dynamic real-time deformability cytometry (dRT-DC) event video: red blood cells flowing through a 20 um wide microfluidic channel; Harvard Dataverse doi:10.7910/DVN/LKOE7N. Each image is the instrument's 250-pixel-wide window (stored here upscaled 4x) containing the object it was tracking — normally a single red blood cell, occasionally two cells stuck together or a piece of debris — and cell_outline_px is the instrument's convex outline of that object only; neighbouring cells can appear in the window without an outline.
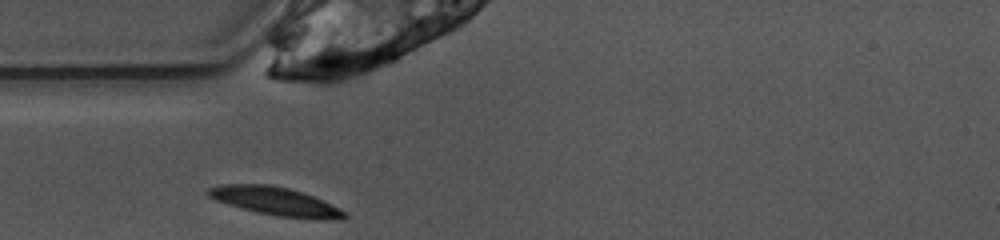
{"species": "common noctule bat (a hibernating species)", "species_latin": "Nyctalus noctula", "temperature_condition": "warm", "stored_images_in_passage": 25, "camera_frame_rate_fps": 3000, "um_per_image_px": 0.085, "animal": {"sex": "female", "body_mass_g": 10.0, "forearm_length_mm": 53.1}, "frame": {"image": 1, "passage_image": 1, "time_ms": 0.0, "image_size_px": [1000, 240], "cell_outline_px": [[348, 216], [340, 220], [324, 220], [276, 216], [256, 212], [228, 204], [216, 200], [208, 196], [204, 192], [208, 188], [224, 184], [268, 184], [288, 188], [312, 196], [348, 212]], "centroid_in_image_um": [23.43, 17.12], "position_along_channel_um": 61.6, "area_um2": 22.48}}
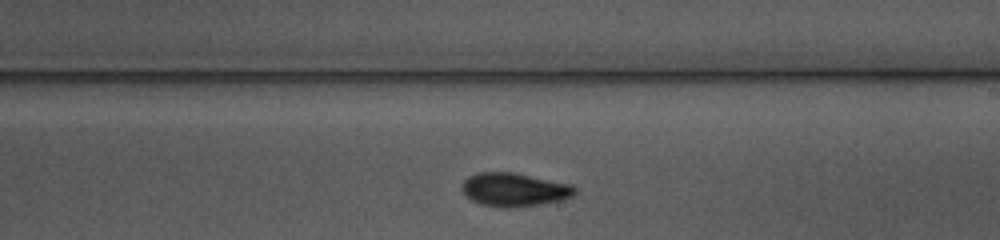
{"frame": {"image": 2, "passage_image": 15, "time_ms": 4.667, "image_size_px": [1000, 240], "cell_outline_px": [[576, 192], [572, 196], [564, 200], [540, 204], [508, 208], [480, 204], [464, 196], [460, 188], [460, 184], [468, 176], [476, 172], [512, 172], [572, 184], [576, 188]], "centroid_in_image_um": [43.68, 16.11], "position_along_channel_um": 245.3, "area_um2": 22.31}}
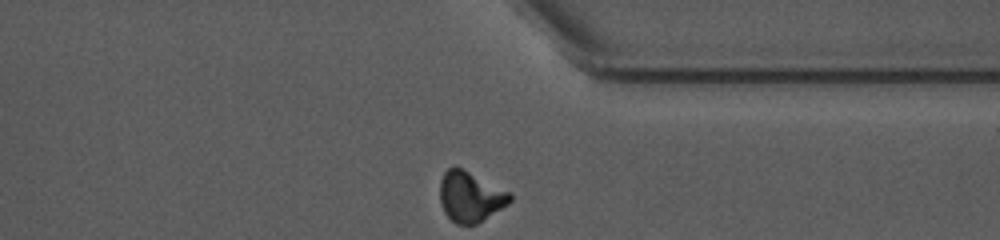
{"frame": {"image": 3, "passage_image": 25, "time_ms": 8.0, "image_size_px": [1000, 240], "cell_outline_px": [[512, 200], [508, 204], [476, 224], [456, 224], [444, 212], [440, 200], [440, 180], [444, 172], [448, 168], [456, 164], [512, 192]], "centroid_in_image_um": [39.99, 16.66], "position_along_channel_um": 371.4, "area_um2": 20.92}, "authors_computed_cell_mechanics": {"area_um2": 21.097, "velocity_mm_per_s": 3.9094, "shape_relaxation_time_tau1_ms": 2.7647, "shape_relaxation_time_tau2_ms": 2.8166, "deformation_change_tau1": 0.1601, "deformation_change_tau2": 0.0819}}